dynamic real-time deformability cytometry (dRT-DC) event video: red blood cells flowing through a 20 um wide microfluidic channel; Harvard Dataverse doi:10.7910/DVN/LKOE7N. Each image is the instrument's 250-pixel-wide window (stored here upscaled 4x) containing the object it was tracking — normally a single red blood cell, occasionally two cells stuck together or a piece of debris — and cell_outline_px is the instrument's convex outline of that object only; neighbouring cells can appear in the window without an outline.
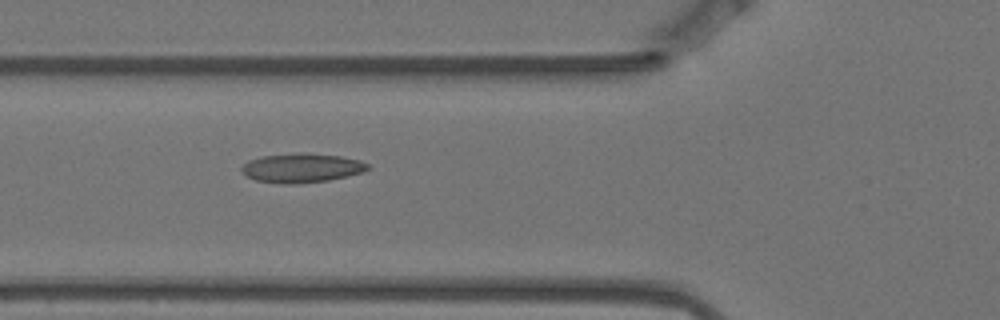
{"species": "Egyptian fruit bat (a non-hibernating species)", "species_latin": "Rousettus aegyptiacus", "temperature_condition": "warm", "stored_images_in_passage": 2, "camera_frame_rate_fps": 3000, "um_per_image_px": 0.085, "animal": {"sex": "female"}, "frame": {"image": 1, "passage_image": 2, "time_ms": 0.333, "image_size_px": [1000, 320], "cell_outline_px": [[368, 168], [364, 172], [328, 180], [292, 184], [284, 184], [256, 180], [248, 176], [240, 168], [248, 160], [260, 156], [340, 156], [360, 160], [368, 164]], "centroid_in_image_um": [25.64, 14.32], "position_along_channel_um": 100.2, "area_um2": 20.17}}